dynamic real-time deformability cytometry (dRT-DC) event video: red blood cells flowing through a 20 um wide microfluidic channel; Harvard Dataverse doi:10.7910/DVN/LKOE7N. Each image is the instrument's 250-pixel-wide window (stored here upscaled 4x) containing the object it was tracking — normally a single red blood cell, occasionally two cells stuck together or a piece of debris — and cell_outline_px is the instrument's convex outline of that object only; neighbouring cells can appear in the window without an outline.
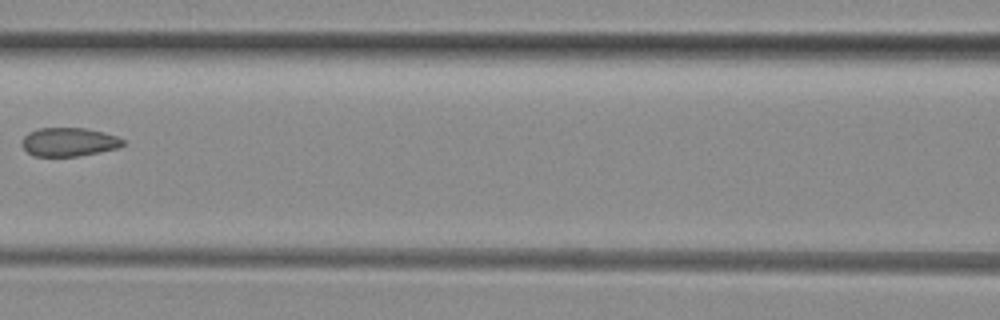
{"species": "common noctule bat (a hibernating species)", "species_latin": "Nyctalus noctula", "temperature_condition": "room temperature", "stored_images_in_passage": 4, "camera_frame_rate_fps": 3000, "um_per_image_px": 0.085, "animal": {"sex": "female", "body_mass_g": 29.2, "forearm_length_mm": 56.3}, "frame": {"image": 1, "passage_image": 3, "time_ms": 2.333, "image_size_px": [1000, 320], "cell_outline_px": [[124, 144], [116, 148], [100, 152], [80, 156], [32, 156], [24, 148], [24, 136], [28, 132], [40, 128], [84, 128], [104, 132], [116, 136], [124, 140]], "centroid_in_image_um": [5.87, 12.07], "position_along_channel_um": 160.7, "area_um2": 16.7}}
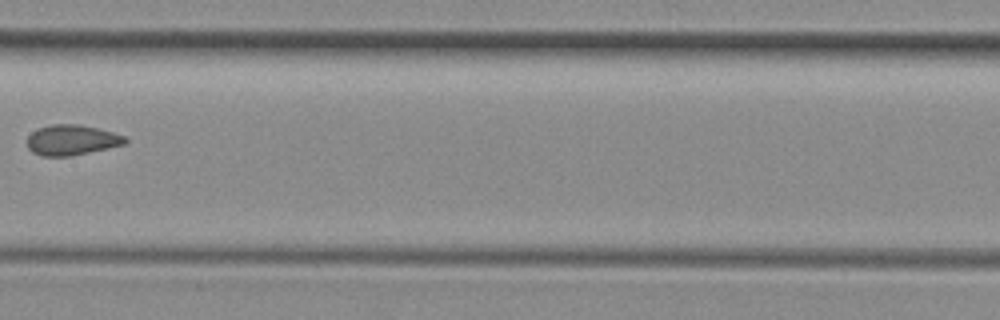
{"frame": {"image": 2, "passage_image": 4, "time_ms": 3.333, "image_size_px": [1000, 320], "cell_outline_px": [[128, 140], [124, 144], [108, 148], [72, 156], [40, 156], [32, 152], [28, 148], [28, 136], [32, 132], [40, 128], [52, 124], [76, 124], [96, 128], [112, 132], [124, 136]], "centroid_in_image_um": [6.08, 11.91], "position_along_channel_um": 201.3, "area_um2": 17.17}}